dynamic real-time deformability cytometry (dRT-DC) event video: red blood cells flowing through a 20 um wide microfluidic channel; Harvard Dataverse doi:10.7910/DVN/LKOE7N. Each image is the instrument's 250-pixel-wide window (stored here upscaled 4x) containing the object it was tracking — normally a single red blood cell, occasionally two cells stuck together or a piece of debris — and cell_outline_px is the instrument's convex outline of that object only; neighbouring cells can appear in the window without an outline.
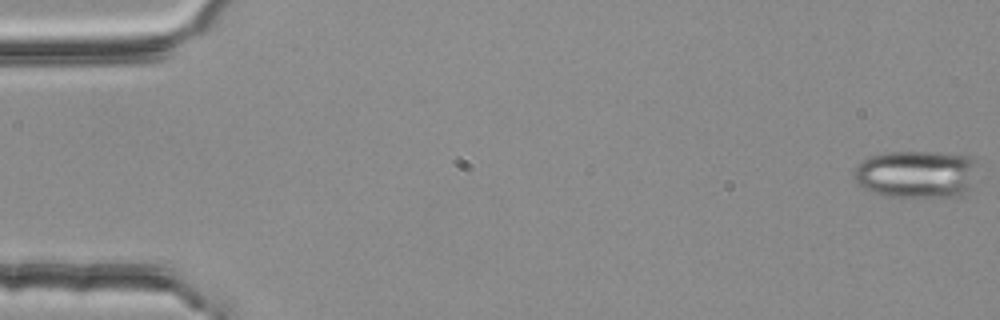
{"species": "common noctule bat (a hibernating species)", "species_latin": "Nyctalus noctula", "temperature_condition": "room temperature", "stored_images_in_passage": 6, "camera_frame_rate_fps": 3000, "um_per_image_px": 0.085, "animal": {"sex": "female", "body_mass_g": 25.1}, "frame": {"image": 1, "passage_image": 1, "time_ms": 0.0, "image_size_px": [1000, 320], "cell_outline_px": [[976, 160], [968, 192], [964, 196], [884, 196], [872, 192], [864, 188], [856, 180], [852, 172], [868, 156], [888, 152], [936, 152], [972, 156]], "centroid_in_image_um": [77.89, 14.79], "position_along_channel_um": 7.1, "area_um2": 34.04}}